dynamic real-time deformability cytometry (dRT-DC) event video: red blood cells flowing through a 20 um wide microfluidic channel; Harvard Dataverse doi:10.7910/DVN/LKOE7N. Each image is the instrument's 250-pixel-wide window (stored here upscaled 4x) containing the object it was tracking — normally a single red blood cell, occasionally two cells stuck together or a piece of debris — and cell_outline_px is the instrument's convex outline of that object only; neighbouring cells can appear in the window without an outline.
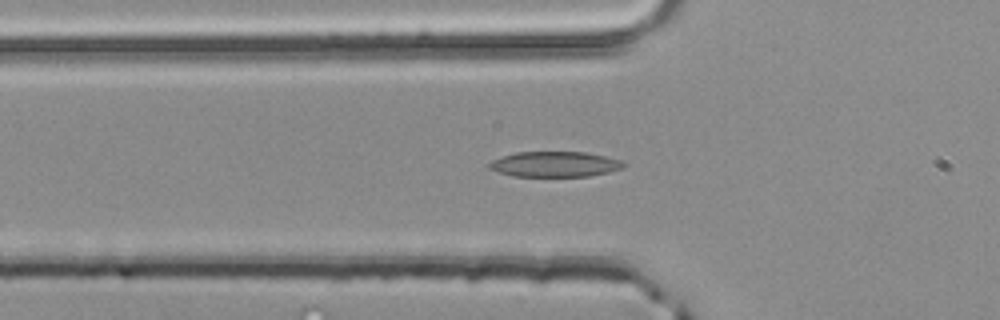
{"species": "common noctule bat (a hibernating species)", "species_latin": "Nyctalus noctula", "temperature_condition": "room temperature", "stored_images_in_passage": 49, "camera_frame_rate_fps": 3000, "um_per_image_px": 0.085, "animal": {"sex": "male", "body_mass_g": 20.4}, "frame": {"image": 1, "passage_image": 15, "time_ms": 4.667, "image_size_px": [1000, 320], "cell_outline_px": [[628, 164], [624, 168], [608, 172], [588, 176], [512, 176], [488, 168], [484, 164], [492, 160], [516, 152], [584, 152], [604, 156], [620, 160]], "centroid_in_image_um": [47.15, 13.96], "position_along_channel_um": 78.7, "area_um2": 19.88}}
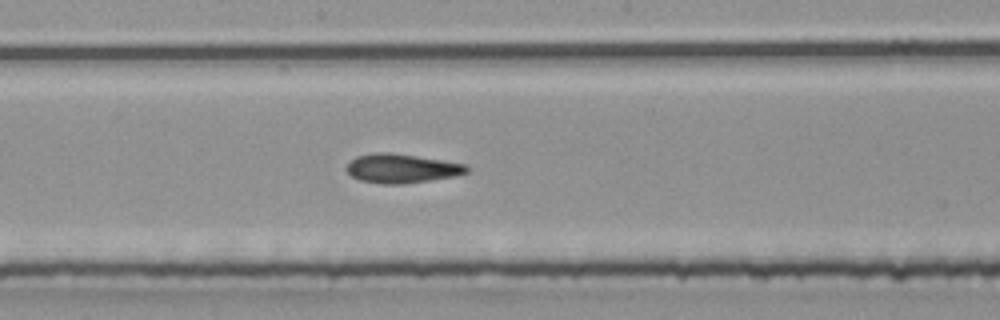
{"frame": {"image": 2, "passage_image": 25, "time_ms": 8.0, "image_size_px": [1000, 320], "cell_outline_px": [[468, 172], [456, 176], [404, 184], [384, 184], [360, 180], [352, 176], [344, 168], [356, 156], [376, 152], [388, 152], [416, 156], [468, 164]], "centroid_in_image_um": [34.15, 14.32], "position_along_channel_um": 214.0, "area_um2": 20.35}}
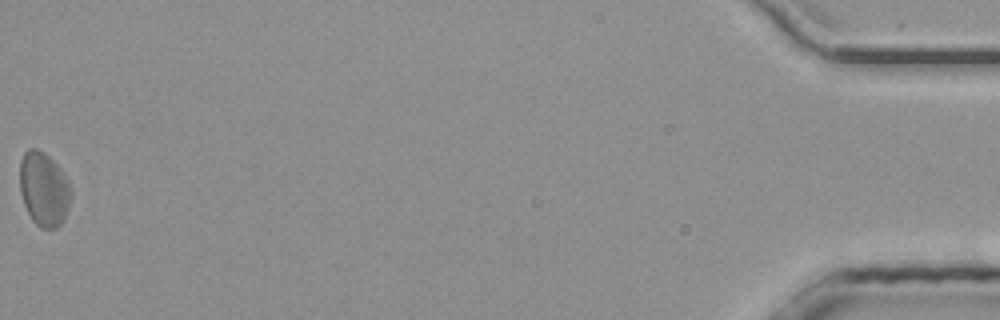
{"frame": {"image": 3, "passage_image": 49, "time_ms": 16.0, "image_size_px": [1000, 320], "cell_outline_px": [[72, 196], [68, 208], [60, 224], [56, 228], [40, 228], [32, 220], [24, 204], [20, 192], [20, 160], [24, 152], [28, 148], [36, 148], [44, 152], [60, 168], [68, 180], [72, 192]], "centroid_in_image_um": [3.72, 16.06], "position_along_channel_um": 431.5, "area_um2": 22.14}, "authors_computed_cell_mechanics": {"area_um2": 20.519, "velocity_mm_per_s": 4.0494, "shape_relaxation_time_tau1_ms": 10.0921, "shape_relaxation_time_tau2_ms": 6.9586, "deformation_change_tau1": 0.1757, "deformation_change_tau2": 0.1795}}